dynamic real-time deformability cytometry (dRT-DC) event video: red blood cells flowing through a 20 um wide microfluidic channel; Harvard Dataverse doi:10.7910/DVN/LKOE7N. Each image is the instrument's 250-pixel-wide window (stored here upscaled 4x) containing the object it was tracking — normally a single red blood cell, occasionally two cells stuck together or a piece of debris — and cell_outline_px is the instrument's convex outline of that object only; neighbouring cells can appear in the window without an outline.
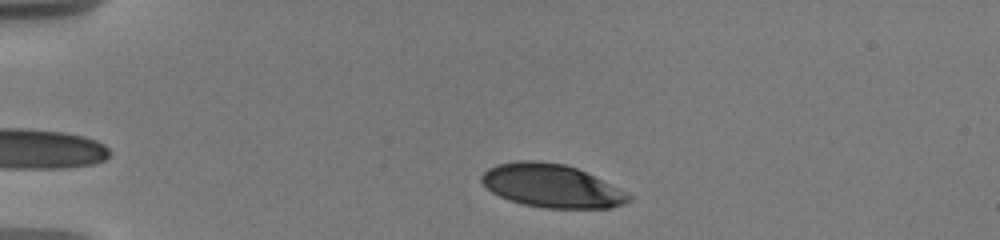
{"species": "human", "species_latin": "Homo sapiens", "temperature_condition": "warm", "stored_images_in_passage": 42, "camera_frame_rate_fps": 3000, "um_per_image_px": 0.085, "donor": {"sex": "male"}, "frame": {"image": 1, "passage_image": 4, "time_ms": 1.0, "image_size_px": [1000, 240], "cell_outline_px": [[632, 200], [624, 204], [612, 208], [544, 208], [524, 204], [508, 200], [492, 192], [480, 180], [480, 176], [488, 168], [496, 164], [516, 160], [540, 160], [564, 164], [576, 168], [628, 192], [632, 196]], "centroid_in_image_um": [46.89, 15.79], "position_along_channel_um": 38.1, "area_um2": 37.22}}
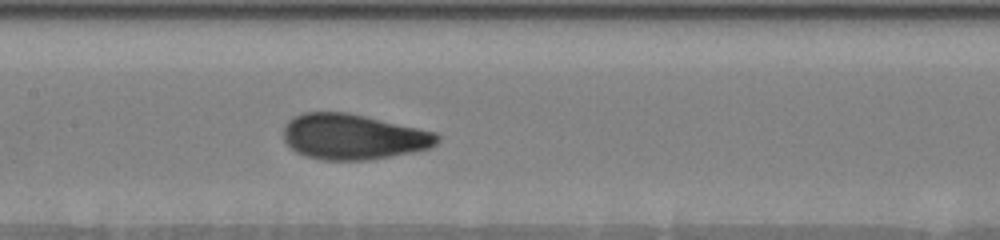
{"frame": {"image": 2, "passage_image": 17, "time_ms": 6.333, "image_size_px": [1000, 240], "cell_outline_px": [[440, 140], [436, 144], [428, 148], [412, 152], [368, 160], [324, 160], [304, 156], [296, 152], [284, 140], [284, 124], [292, 116], [304, 112], [348, 112], [420, 128], [436, 132], [440, 136]], "centroid_in_image_um": [30.01, 11.61], "position_along_channel_um": 177.4, "area_um2": 40.98}}
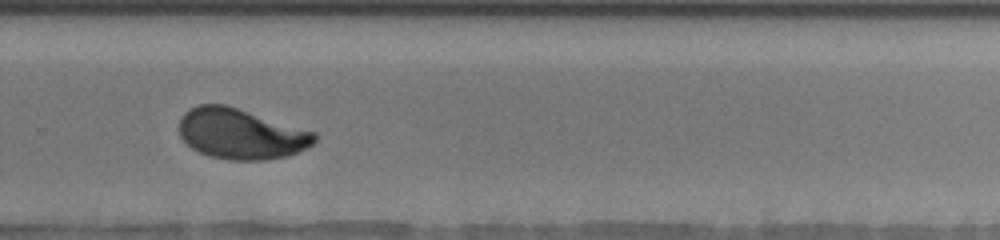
{"frame": {"image": 3, "passage_image": 27, "time_ms": 10.0, "image_size_px": [1000, 240], "cell_outline_px": [[316, 140], [312, 144], [288, 156], [264, 160], [228, 160], [208, 156], [192, 148], [180, 136], [180, 116], [184, 112], [200, 104], [224, 104], [316, 132]], "centroid_in_image_um": [20.46, 11.38], "position_along_channel_um": 309.3, "area_um2": 39.59}, "authors_computed_cell_mechanics": {"area_um2": 40.1421, "velocity_mm_per_s": 3.6134, "shape_relaxation_time_tau1_ms": 3.7233, "shape_relaxation_time_tau2_ms": null, "deformation_change_tau1": 0.161, "deformation_change_tau2": null}}